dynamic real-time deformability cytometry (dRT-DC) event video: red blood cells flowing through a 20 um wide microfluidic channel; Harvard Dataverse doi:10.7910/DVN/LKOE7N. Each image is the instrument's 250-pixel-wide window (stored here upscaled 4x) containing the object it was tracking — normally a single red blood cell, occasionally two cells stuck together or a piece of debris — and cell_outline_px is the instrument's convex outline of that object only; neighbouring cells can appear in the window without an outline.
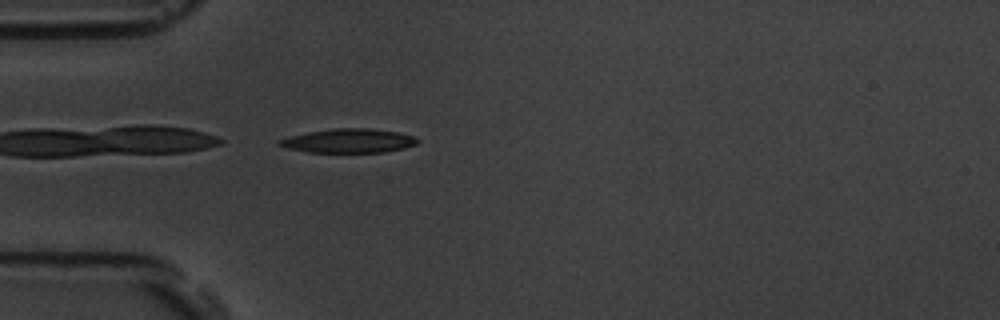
{"species": "common noctule bat (a hibernating species)", "species_latin": "Nyctalus noctula", "temperature_condition": "room temperature", "stored_images_in_passage": 39, "camera_frame_rate_fps": 3000, "um_per_image_px": 0.085, "animal": {"sex": "male", "body_mass_g": 19.5, "forearm_length_mm": 54.6}, "frame": {"image": 1, "passage_image": 1, "time_ms": 0.0, "image_size_px": [1000, 320], "cell_outline_px": [[420, 140], [416, 144], [404, 148], [384, 152], [308, 152], [288, 148], [276, 144], [276, 140], [308, 132], [332, 128], [368, 128], [400, 132], [416, 136]], "centroid_in_image_um": [29.67, 11.96], "position_along_channel_um": 55.3, "area_um2": 19.42}}
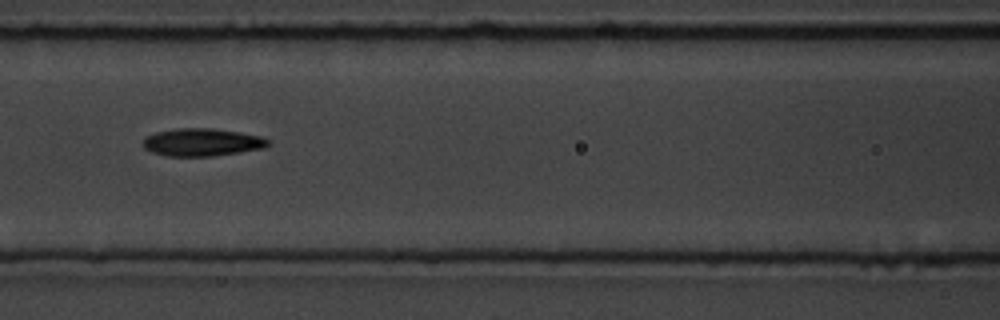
{"frame": {"image": 2, "passage_image": 9, "time_ms": 2.667, "image_size_px": [1000, 320], "cell_outline_px": [[268, 144], [264, 148], [240, 152], [212, 156], [168, 156], [152, 152], [144, 148], [144, 140], [148, 136], [156, 132], [176, 128], [212, 128], [240, 132], [260, 136], [268, 140]], "centroid_in_image_um": [17.17, 12.09], "position_along_channel_um": 149.4, "area_um2": 20.0}}
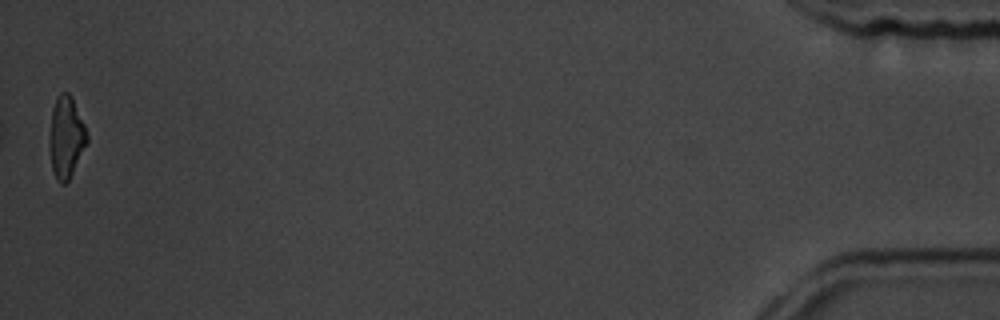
{"frame": {"image": 3, "passage_image": 39, "time_ms": 12.667, "image_size_px": [1000, 320], "cell_outline_px": [[88, 140], [68, 180], [64, 184], [60, 184], [56, 180], [52, 168], [52, 108], [56, 96], [60, 92], [68, 92], [72, 96], [88, 132]], "centroid_in_image_um": [5.67, 11.6], "position_along_channel_um": 429.5, "area_um2": 17.11}, "authors_computed_cell_mechanics": {"area_um2": 19.3052, "velocity_mm_per_s": 3.766, "shape_relaxation_time_tau1_ms": 4.7308, "shape_relaxation_time_tau2_ms": 3.7468, "deformation_change_tau1": 0.168, "deformation_change_tau2": 0.1219}}